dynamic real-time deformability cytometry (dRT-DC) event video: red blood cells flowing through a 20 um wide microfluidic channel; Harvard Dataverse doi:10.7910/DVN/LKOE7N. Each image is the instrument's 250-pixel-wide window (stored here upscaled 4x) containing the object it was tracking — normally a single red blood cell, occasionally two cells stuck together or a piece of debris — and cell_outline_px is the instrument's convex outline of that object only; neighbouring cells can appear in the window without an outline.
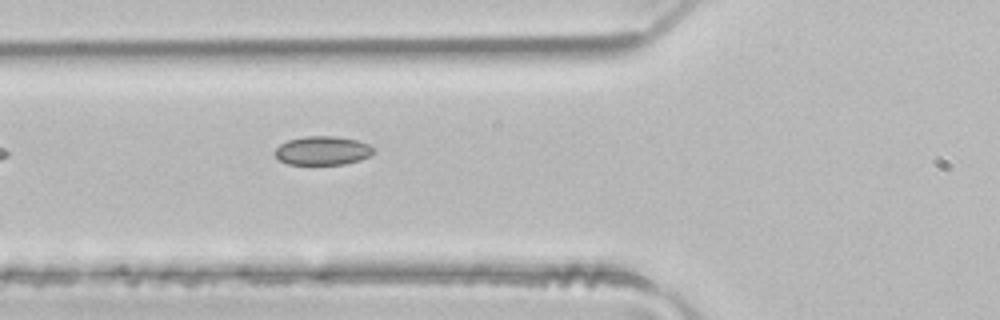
{"species": "common noctule bat (a hibernating species)", "species_latin": "Nyctalus noctula", "temperature_condition": "room temperature", "stored_images_in_passage": 4, "camera_frame_rate_fps": 3000, "um_per_image_px": 0.085, "animal": {"sex": "male", "body_mass_g": 21.5, "forearm_length_mm": 52.0}, "frame": {"image": 1, "passage_image": 4, "time_ms": 1.0, "image_size_px": [1000, 320], "cell_outline_px": [[376, 152], [360, 160], [344, 164], [288, 164], [280, 160], [276, 156], [276, 148], [280, 144], [288, 140], [304, 136], [336, 136], [356, 140], [368, 144], [376, 148]], "centroid_in_image_um": [27.45, 12.79], "position_along_channel_um": 98.3, "area_um2": 16.53}}